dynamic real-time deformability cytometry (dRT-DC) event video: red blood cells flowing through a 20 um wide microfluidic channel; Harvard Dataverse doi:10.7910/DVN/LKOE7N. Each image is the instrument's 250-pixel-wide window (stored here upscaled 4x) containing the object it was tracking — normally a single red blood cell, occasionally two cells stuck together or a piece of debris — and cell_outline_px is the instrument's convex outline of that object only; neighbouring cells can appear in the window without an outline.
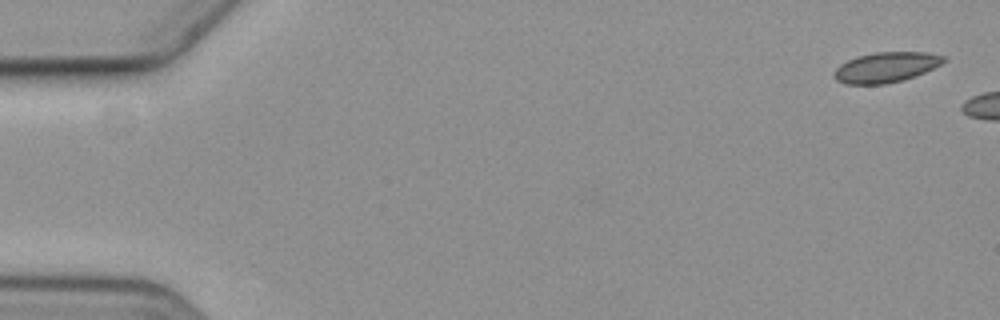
{"species": "common noctule bat (a hibernating species)", "species_latin": "Nyctalus noctula", "temperature_condition": "cold", "stored_images_in_passage": 2, "camera_frame_rate_fps": 3000, "um_per_image_px": 0.085, "animal": {"sex": "female", "body_mass_g": 19.3, "forearm_length_mm": 54.1}, "frame": {"image": 1, "passage_image": 1, "time_ms": 0.0, "image_size_px": [1000, 320], "cell_outline_px": [[948, 60], [916, 76], [904, 80], [884, 84], [844, 84], [836, 80], [832, 76], [832, 72], [840, 64], [856, 56], [876, 52], [928, 52], [948, 56]], "centroid_in_image_um": [75.31, 5.71], "position_along_channel_um": 9.7, "area_um2": 19.59}}